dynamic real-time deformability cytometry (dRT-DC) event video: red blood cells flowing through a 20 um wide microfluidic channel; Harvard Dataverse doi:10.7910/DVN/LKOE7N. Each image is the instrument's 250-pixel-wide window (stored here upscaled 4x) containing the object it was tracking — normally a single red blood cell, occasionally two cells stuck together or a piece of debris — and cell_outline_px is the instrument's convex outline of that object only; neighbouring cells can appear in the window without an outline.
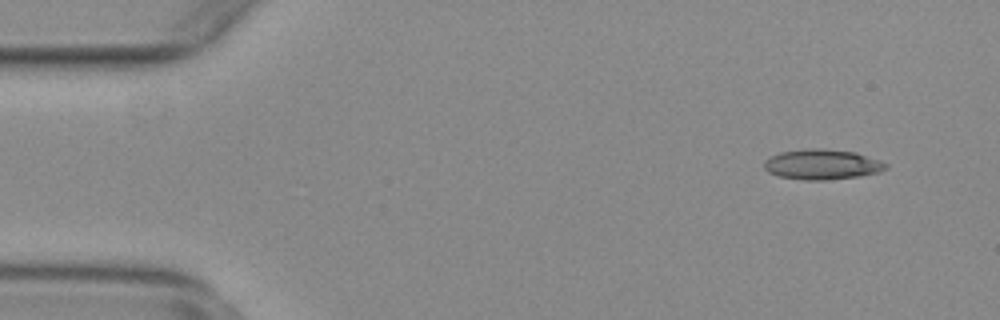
{"species": "common noctule bat (a hibernating species)", "species_latin": "Nyctalus noctula", "temperature_condition": "warm", "stored_images_in_passage": 54, "camera_frame_rate_fps": 3000, "um_per_image_px": 0.085, "animal": {"sex": "female", "body_mass_g": 29.2, "forearm_length_mm": 56.3}, "frame": {"image": 1, "passage_image": 5, "time_ms": 1.333, "image_size_px": [1000, 320], "cell_outline_px": [[888, 168], [880, 172], [860, 176], [828, 180], [804, 180], [780, 176], [768, 172], [764, 168], [764, 160], [780, 152], [804, 148], [820, 148], [856, 152], [880, 160], [888, 164]], "centroid_in_image_um": [69.9, 13.97], "position_along_channel_um": 15.1, "area_um2": 21.62}}
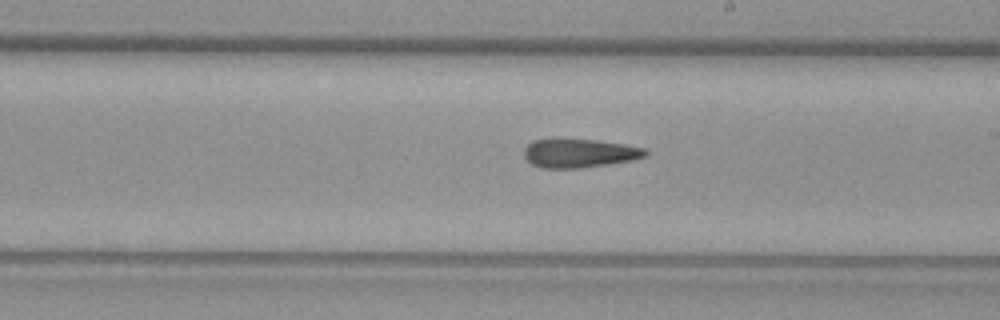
{"frame": {"image": 2, "passage_image": 31, "time_ms": 10.0, "image_size_px": [1000, 320], "cell_outline_px": [[648, 156], [632, 160], [608, 164], [580, 168], [540, 168], [532, 164], [524, 156], [524, 148], [532, 140], [548, 136], [552, 136], [596, 140], [624, 144], [644, 148], [648, 152]], "centroid_in_image_um": [49.18, 12.98], "position_along_channel_um": 239.8, "area_um2": 21.1}}
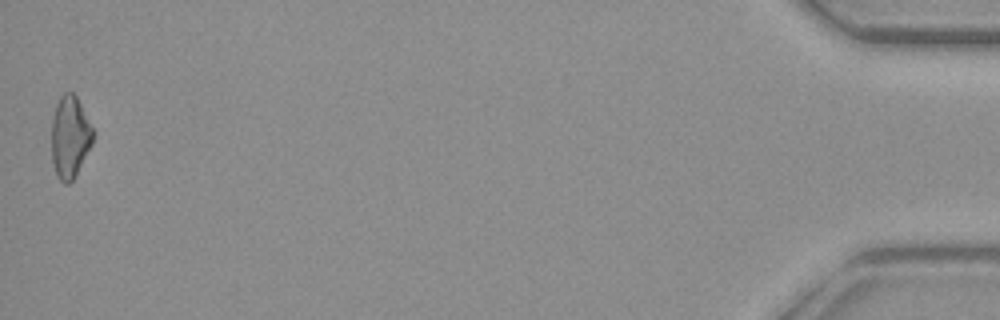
{"frame": {"image": 3, "passage_image": 54, "time_ms": 17.667, "image_size_px": [1000, 320], "cell_outline_px": [[92, 144], [72, 180], [68, 184], [64, 184], [56, 176], [52, 160], [52, 120], [56, 104], [60, 96], [64, 92], [72, 92], [76, 96], [92, 128]], "centroid_in_image_um": [5.91, 11.64], "position_along_channel_um": 429.3, "area_um2": 19.42}, "authors_computed_cell_mechanics": {"area_um2": 20.7502, "velocity_mm_per_s": 3.8241, "shape_relaxation_time_tau1_ms": null, "shape_relaxation_time_tau2_ms": 7.6092, "deformation_change_tau1": null, "deformation_change_tau2": 0.2354}}